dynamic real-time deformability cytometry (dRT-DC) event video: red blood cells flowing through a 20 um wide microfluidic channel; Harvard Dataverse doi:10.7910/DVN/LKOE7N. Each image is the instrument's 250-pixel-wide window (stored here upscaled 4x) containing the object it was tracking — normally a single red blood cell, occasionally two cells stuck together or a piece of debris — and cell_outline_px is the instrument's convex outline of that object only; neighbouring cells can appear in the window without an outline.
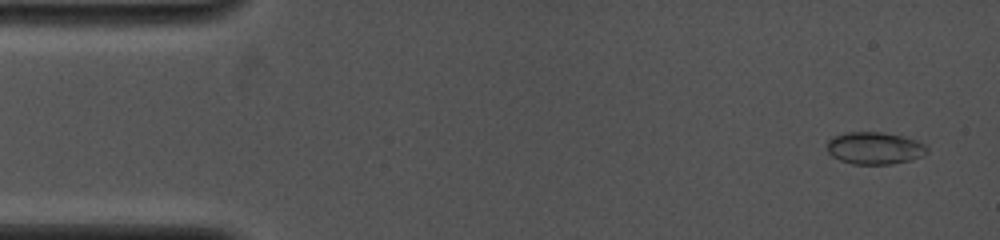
{"species": "common noctule bat (a hibernating species)", "species_latin": "Nyctalus noctula", "temperature_condition": "cold", "stored_images_in_passage": 40, "camera_frame_rate_fps": 4000, "um_per_image_px": 0.085, "animal": {"sex": "female", "body_mass_g": 19.0, "forearm_length_mm": 53.3}, "frame": {"image": 1, "passage_image": 1, "time_ms": 0.0, "image_size_px": [1000, 240], "cell_outline_px": [[928, 152], [924, 156], [908, 160], [888, 164], [852, 164], [840, 160], [832, 156], [828, 152], [828, 140], [832, 136], [844, 132], [884, 132], [916, 140], [924, 144], [928, 148]], "centroid_in_image_um": [74.33, 12.58], "position_along_channel_um": 10.7, "area_um2": 18.79}}
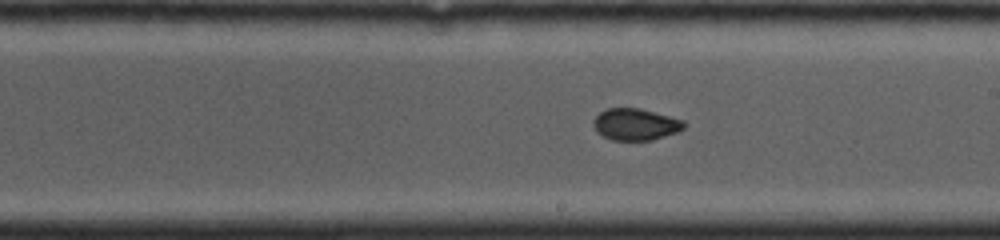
{"frame": {"image": 2, "passage_image": 19, "time_ms": 8.0, "image_size_px": [1000, 240], "cell_outline_px": [[688, 124], [680, 132], [652, 140], [612, 140], [596, 132], [592, 124], [592, 120], [600, 112], [608, 108], [640, 108], [684, 120]], "centroid_in_image_um": [54.04, 10.57], "position_along_channel_um": 235.0, "area_um2": 16.99}}
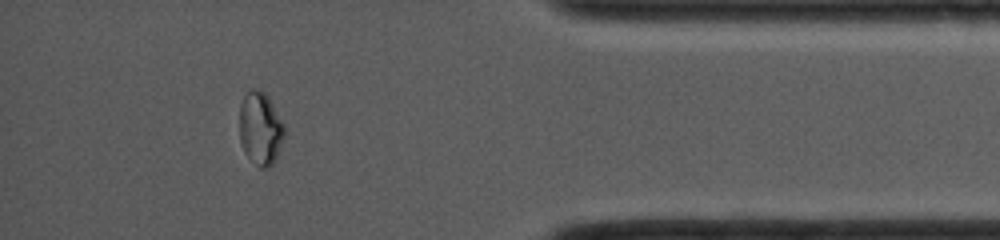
{"frame": {"image": 3, "passage_image": 35, "time_ms": 12.75, "image_size_px": [1000, 240], "cell_outline_px": [[284, 136], [276, 160], [268, 168], [260, 168], [244, 152], [240, 140], [240, 104], [244, 96], [252, 88], [256, 88], [264, 92], [268, 96], [284, 124]], "centroid_in_image_um": [22.14, 10.92], "position_along_channel_um": 413.1, "area_um2": 19.07}}